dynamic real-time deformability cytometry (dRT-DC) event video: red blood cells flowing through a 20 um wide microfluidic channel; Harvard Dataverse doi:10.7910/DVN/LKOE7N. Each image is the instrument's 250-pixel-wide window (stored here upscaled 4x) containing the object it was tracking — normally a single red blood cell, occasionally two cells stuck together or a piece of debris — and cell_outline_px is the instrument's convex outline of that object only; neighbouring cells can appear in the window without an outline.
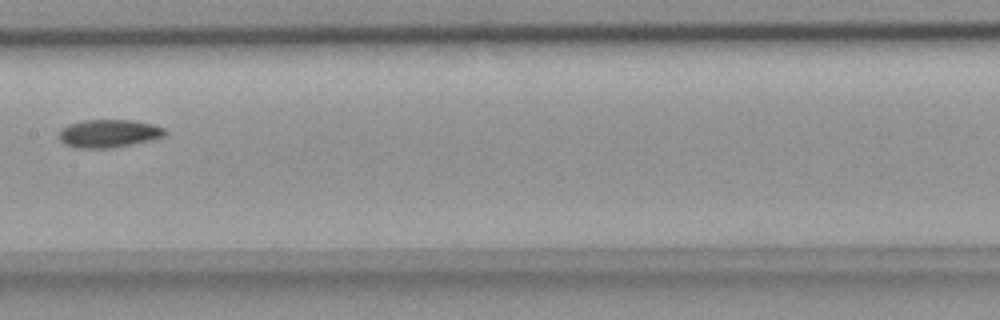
{"species": "common noctule bat (a hibernating species)", "species_latin": "Nyctalus noctula", "temperature_condition": "room temperature", "stored_images_in_passage": 4, "camera_frame_rate_fps": 3000, "um_per_image_px": 0.085, "animal": {"sex": "female", "body_mass_g": 18.4}, "frame": {"image": 1, "passage_image": 4, "time_ms": 1.0, "image_size_px": [1000, 320], "cell_outline_px": [[168, 132], [164, 136], [152, 140], [112, 148], [76, 148], [64, 144], [60, 140], [60, 128], [68, 124], [84, 120], [132, 120], [152, 124], [164, 128]], "centroid_in_image_um": [9.24, 11.35], "position_along_channel_um": 198.2, "area_um2": 17.4}}